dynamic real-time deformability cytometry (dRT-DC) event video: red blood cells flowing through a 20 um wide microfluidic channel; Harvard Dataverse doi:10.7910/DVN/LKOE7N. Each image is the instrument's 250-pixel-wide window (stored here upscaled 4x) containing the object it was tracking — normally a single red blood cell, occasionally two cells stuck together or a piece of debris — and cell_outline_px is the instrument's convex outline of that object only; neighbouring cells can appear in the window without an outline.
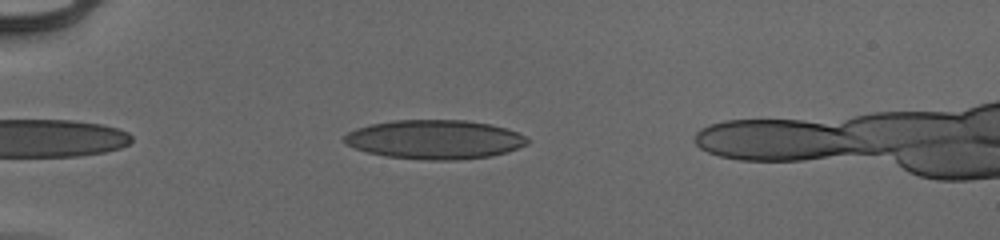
{"species": "human", "species_latin": "Homo sapiens", "temperature_condition": "cold", "stored_images_in_passage": 41, "camera_frame_rate_fps": 3000, "um_per_image_px": 0.085, "donor": {"sex": "male"}, "frame": {"image": 1, "passage_image": 4, "time_ms": 1.0, "image_size_px": [1000, 240], "cell_outline_px": [[528, 144], [508, 152], [492, 156], [456, 160], [428, 160], [388, 156], [368, 152], [344, 144], [344, 136], [348, 132], [356, 128], [372, 124], [392, 120], [464, 120], [492, 124], [516, 132], [524, 136], [528, 140]], "centroid_in_image_um": [36.96, 11.85], "position_along_channel_um": 48.0, "area_um2": 41.62}}
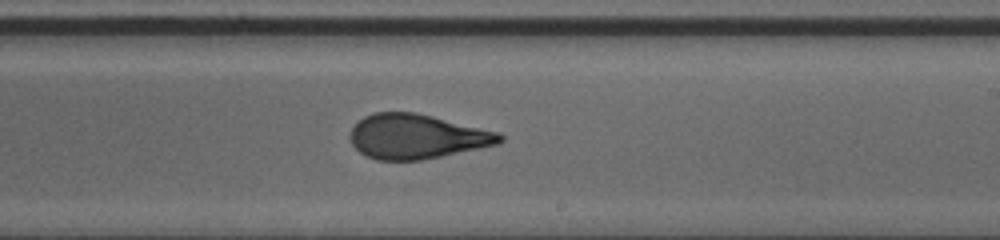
{"frame": {"image": 2, "passage_image": 22, "time_ms": 7.0, "image_size_px": [1000, 240], "cell_outline_px": [[504, 140], [500, 144], [420, 160], [376, 160], [360, 152], [352, 144], [348, 136], [352, 128], [364, 116], [376, 112], [416, 112], [500, 132], [504, 136]], "centroid_in_image_um": [35.44, 11.6], "position_along_channel_um": 253.6, "area_um2": 38.9}}
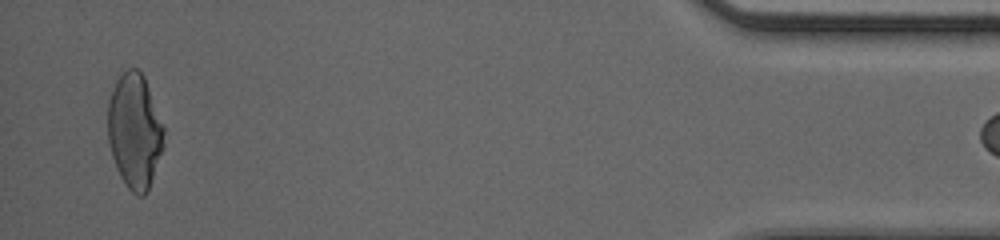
{"frame": {"image": 3, "passage_image": 40, "time_ms": 13.0, "image_size_px": [1000, 240], "cell_outline_px": [[164, 148], [148, 188], [144, 196], [136, 196], [128, 188], [120, 176], [112, 156], [108, 140], [108, 100], [116, 80], [128, 68], [136, 68], [144, 76], [164, 128]], "centroid_in_image_um": [11.44, 11.14], "position_along_channel_um": 423.8, "area_um2": 37.34}}